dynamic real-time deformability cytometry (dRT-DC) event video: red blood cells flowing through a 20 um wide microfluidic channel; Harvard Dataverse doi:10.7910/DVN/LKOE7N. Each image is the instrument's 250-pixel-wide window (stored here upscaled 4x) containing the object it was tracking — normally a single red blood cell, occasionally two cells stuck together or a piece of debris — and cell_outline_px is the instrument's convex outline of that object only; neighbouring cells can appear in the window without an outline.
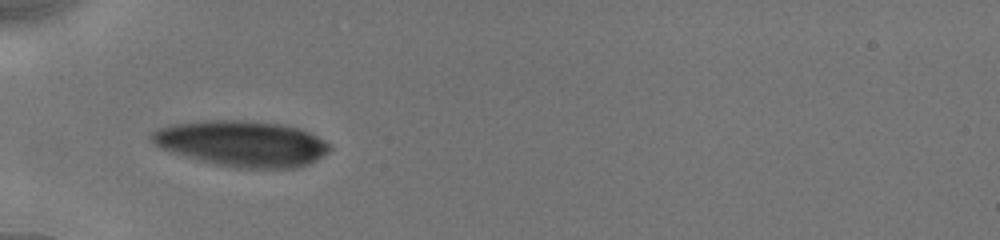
{"species": "human", "species_latin": "Homo sapiens", "temperature_condition": "cold", "stored_images_in_passage": 48, "camera_frame_rate_fps": 3000, "um_per_image_px": 0.085, "donor": {"sex": "male"}, "frame": {"image": 1, "passage_image": 1, "time_ms": 0.0, "image_size_px": [1000, 240], "cell_outline_px": [[332, 148], [328, 152], [316, 160], [308, 164], [296, 168], [236, 168], [216, 164], [200, 160], [160, 148], [152, 140], [152, 132], [156, 128], [172, 124], [204, 120], [252, 120], [280, 124], [300, 128], [324, 140]], "centroid_in_image_um": [20.58, 12.19], "position_along_channel_um": 64.4, "area_um2": 47.4}}
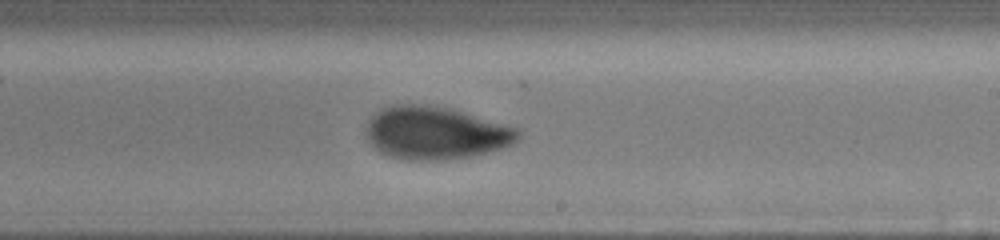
{"frame": {"image": 2, "passage_image": 18, "time_ms": 5.0, "image_size_px": [1000, 240], "cell_outline_px": [[520, 136], [512, 144], [500, 148], [472, 156], [444, 160], [404, 160], [388, 156], [380, 152], [368, 140], [368, 120], [380, 108], [388, 104], [428, 104], [452, 108], [520, 128]], "centroid_in_image_um": [37.03, 11.28], "position_along_channel_um": 252.0, "area_um2": 47.11}}
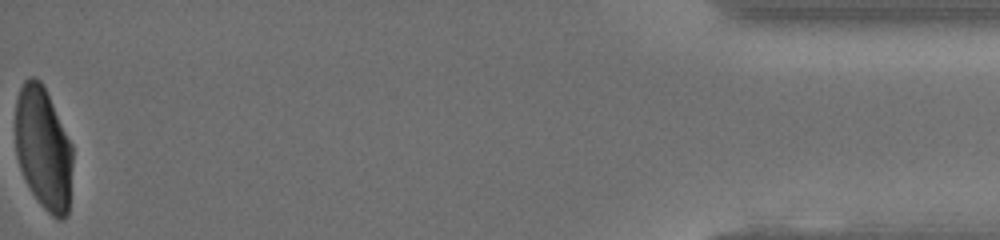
{"frame": {"image": 3, "passage_image": 48, "time_ms": 11.667, "image_size_px": [1000, 240], "cell_outline_px": [[72, 164], [68, 216], [64, 220], [56, 220], [40, 204], [32, 192], [20, 168], [16, 156], [16, 100], [20, 88], [24, 80], [28, 76], [36, 76], [40, 80], [72, 144]], "centroid_in_image_um": [3.69, 12.64], "position_along_channel_um": 431.5, "area_um2": 40.81}, "authors_computed_cell_mechanics": {"area_um2": 44.9106, "velocity_mm_per_s": 3.9058, "shape_relaxation_time_tau1_ms": 3.9053, "shape_relaxation_time_tau2_ms": 1.3753, "deformation_change_tau1": 0.1542, "deformation_change_tau2": 0.052}}